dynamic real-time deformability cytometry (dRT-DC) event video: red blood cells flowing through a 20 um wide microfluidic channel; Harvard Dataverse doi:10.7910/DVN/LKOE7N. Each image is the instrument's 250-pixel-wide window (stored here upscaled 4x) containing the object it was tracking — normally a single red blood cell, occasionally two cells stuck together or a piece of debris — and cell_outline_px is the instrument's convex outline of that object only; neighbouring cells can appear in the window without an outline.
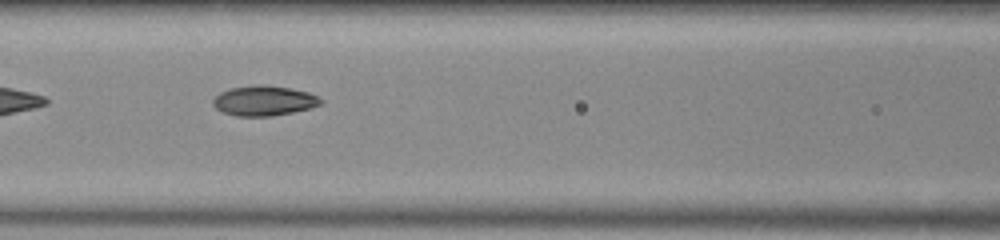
{"species": "common noctule bat (a hibernating species)", "species_latin": "Nyctalus noctula", "temperature_condition": "room temperature", "stored_images_in_passage": 24, "camera_frame_rate_fps": 3000, "um_per_image_px": 0.085, "animal": {"sex": "male", "body_mass_g": 20.0, "forearm_length_mm": 53.3}, "frame": {"image": 1, "passage_image": 8, "time_ms": 2.333, "image_size_px": [1000, 240], "cell_outline_px": [[324, 100], [320, 104], [312, 108], [272, 116], [236, 116], [224, 112], [216, 108], [212, 104], [212, 100], [220, 92], [232, 88], [252, 84], [260, 84], [292, 88], [308, 92]], "centroid_in_image_um": [22.44, 8.55], "position_along_channel_um": 144.2, "area_um2": 18.9}}
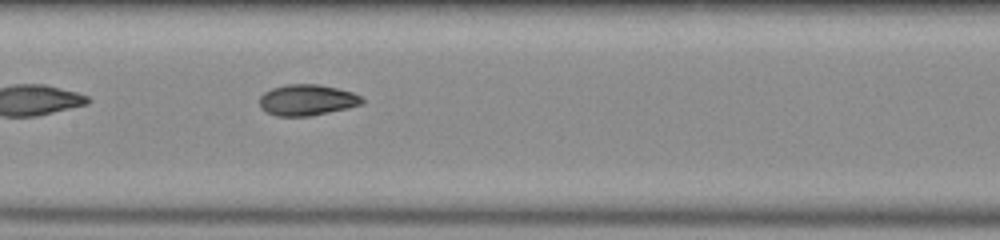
{"frame": {"image": 2, "passage_image": 11, "time_ms": 3.333, "image_size_px": [1000, 240], "cell_outline_px": [[364, 104], [348, 108], [308, 116], [276, 116], [260, 108], [260, 96], [264, 92], [272, 88], [288, 84], [320, 84], [352, 92], [360, 96], [364, 100]], "centroid_in_image_um": [26.1, 8.5], "position_along_channel_um": 181.3, "area_um2": 18.5}}
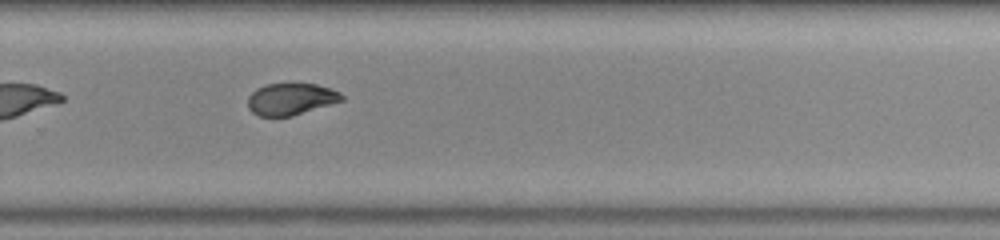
{"frame": {"image": 3, "passage_image": 21, "time_ms": 6.667, "image_size_px": [1000, 240], "cell_outline_px": [[344, 100], [292, 116], [260, 116], [252, 112], [248, 108], [248, 96], [256, 88], [268, 84], [316, 84], [340, 92], [344, 96]], "centroid_in_image_um": [24.71, 8.42], "position_along_channel_um": 305.1, "area_um2": 17.28}}